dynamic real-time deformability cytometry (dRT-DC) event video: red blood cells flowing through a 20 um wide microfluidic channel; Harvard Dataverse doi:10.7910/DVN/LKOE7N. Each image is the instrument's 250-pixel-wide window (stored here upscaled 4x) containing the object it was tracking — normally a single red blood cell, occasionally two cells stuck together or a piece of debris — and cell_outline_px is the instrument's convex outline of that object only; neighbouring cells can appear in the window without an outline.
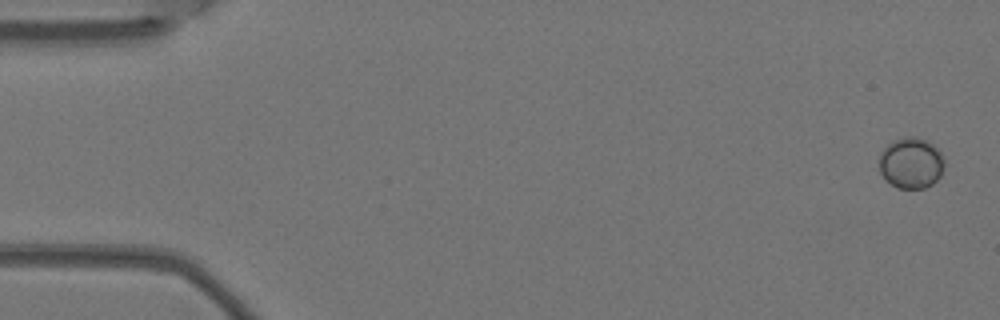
{"species": "Egyptian fruit bat (a non-hibernating species)", "species_latin": "Rousettus aegyptiacus", "temperature_condition": "warm", "stored_images_in_passage": 7, "camera_frame_rate_fps": 3000, "um_per_image_px": 0.085, "animal": {"sex": "female"}, "frame": {"image": 1, "passage_image": 1, "time_ms": 0.0, "image_size_px": [1000, 320], "cell_outline_px": [[944, 168], [940, 176], [932, 184], [924, 188], [896, 188], [880, 172], [880, 152], [892, 140], [908, 136], [916, 136], [928, 140], [940, 152], [944, 160]], "centroid_in_image_um": [77.45, 13.83], "position_along_channel_um": 7.5, "area_um2": 19.36}}
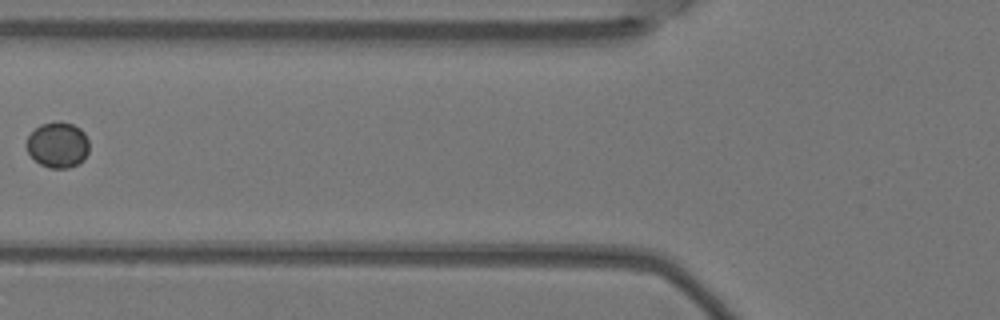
{"frame": {"image": 2, "passage_image": 6, "time_ms": 1.667, "image_size_px": [1000, 320], "cell_outline_px": [[88, 152], [84, 160], [68, 168], [48, 168], [40, 164], [28, 152], [24, 144], [28, 136], [40, 124], [72, 124], [80, 128], [84, 132], [88, 140]], "centroid_in_image_um": [4.9, 12.35], "position_along_channel_um": 120.9, "area_um2": 16.36}}
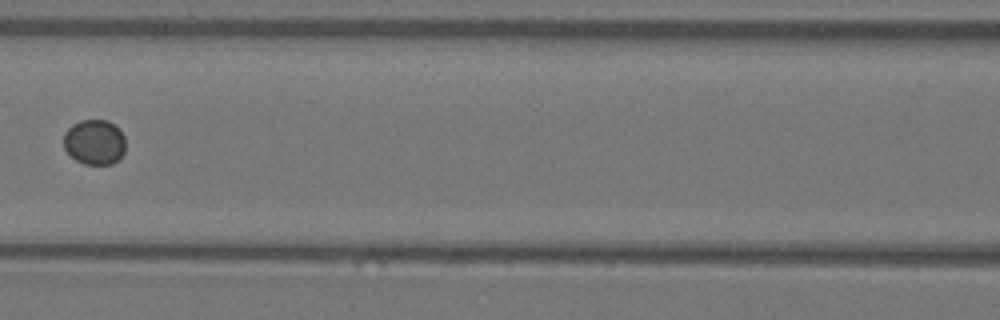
{"frame": {"image": 3, "passage_image": 7, "time_ms": 2.0, "image_size_px": [1000, 320], "cell_outline_px": [[124, 152], [112, 164], [84, 164], [76, 160], [64, 148], [64, 132], [72, 124], [80, 120], [108, 120], [120, 128], [124, 136]], "centroid_in_image_um": [8.03, 12.05], "position_along_channel_um": 158.6, "area_um2": 16.3}}